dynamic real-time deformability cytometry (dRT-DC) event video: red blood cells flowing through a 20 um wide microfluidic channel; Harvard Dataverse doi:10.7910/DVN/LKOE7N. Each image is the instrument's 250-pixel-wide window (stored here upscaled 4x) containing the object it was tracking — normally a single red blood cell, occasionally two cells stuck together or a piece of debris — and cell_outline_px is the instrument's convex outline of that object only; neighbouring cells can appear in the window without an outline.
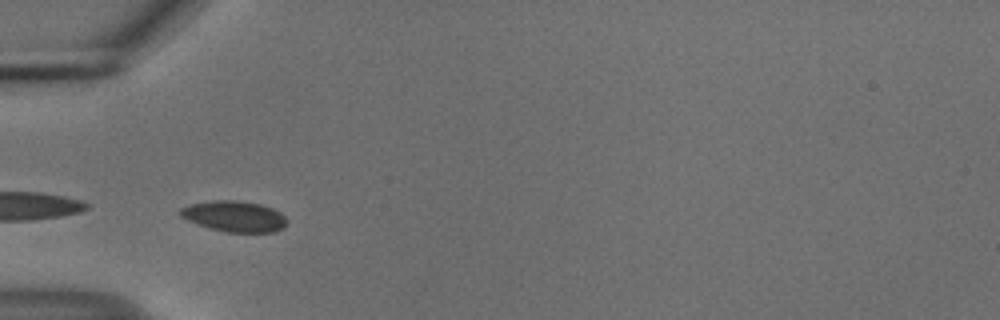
{"species": "common noctule bat (a hibernating species)", "species_latin": "Nyctalus noctula", "temperature_condition": "cold", "stored_images_in_passage": 13, "camera_frame_rate_fps": 3000, "um_per_image_px": 0.085, "animal": {"sex": "male", "body_mass_g": 18.8}, "frame": {"image": 1, "passage_image": 1, "time_ms": 0.0, "image_size_px": [1000, 320], "cell_outline_px": [[288, 224], [284, 228], [276, 232], [228, 232], [208, 228], [196, 224], [180, 216], [176, 212], [180, 208], [188, 204], [212, 200], [236, 200], [260, 204], [272, 208], [280, 212], [288, 220]], "centroid_in_image_um": [19.9, 18.39], "position_along_channel_um": 65.1, "area_um2": 19.54}}
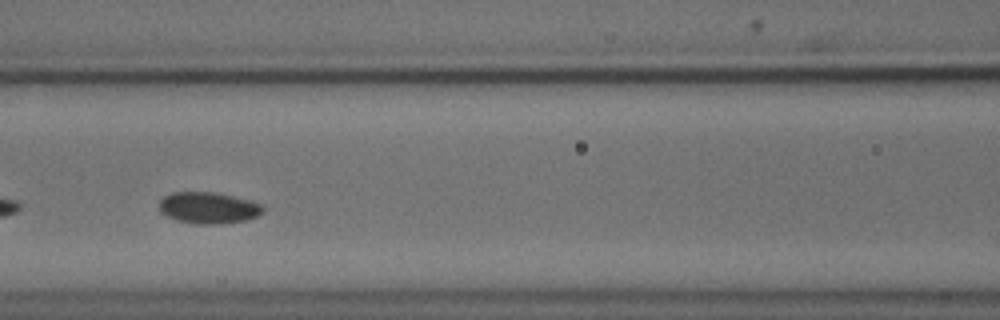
{"frame": {"image": 2, "passage_image": 8, "time_ms": 2.333, "image_size_px": [1000, 320], "cell_outline_px": [[264, 212], [248, 220], [220, 224], [196, 224], [176, 220], [164, 216], [160, 212], [160, 200], [164, 196], [172, 192], [216, 192], [248, 200], [260, 204], [264, 208]], "centroid_in_image_um": [17.69, 17.67], "position_along_channel_um": 148.9, "area_um2": 19.13}}